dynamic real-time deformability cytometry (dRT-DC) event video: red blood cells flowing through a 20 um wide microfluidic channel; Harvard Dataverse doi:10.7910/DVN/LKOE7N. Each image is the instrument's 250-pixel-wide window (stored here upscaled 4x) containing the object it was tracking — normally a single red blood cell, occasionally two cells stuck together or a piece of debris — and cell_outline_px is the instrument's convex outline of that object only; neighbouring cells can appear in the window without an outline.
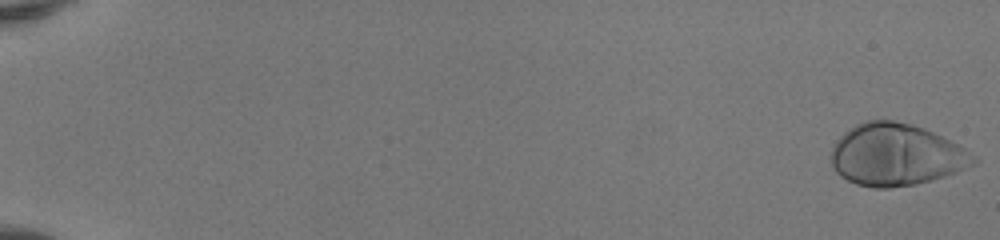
{"species": "human", "species_latin": "Homo sapiens", "temperature_condition": "room temperature", "stored_images_in_passage": 52, "camera_frame_rate_fps": 3000, "um_per_image_px": 0.085, "donor": {"sex": "female"}, "frame": {"image": 1, "passage_image": 1, "time_ms": 0.0, "image_size_px": [1000, 240], "cell_outline_px": [[976, 164], [968, 168], [932, 180], [916, 184], [888, 188], [872, 188], [856, 184], [840, 176], [832, 168], [832, 148], [836, 140], [844, 132], [856, 124], [868, 120], [892, 120], [912, 124], [924, 128], [964, 148], [976, 156]], "centroid_in_image_um": [76.15, 13.17], "position_along_channel_um": 8.9, "area_um2": 51.38}}
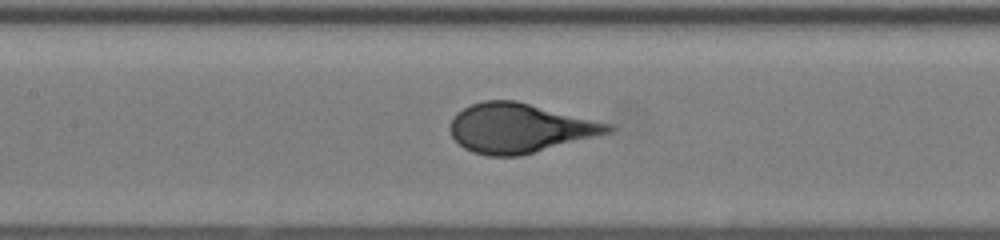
{"frame": {"image": 2, "passage_image": 27, "time_ms": 8.667, "image_size_px": [1000, 240], "cell_outline_px": [[616, 128], [612, 132], [520, 156], [488, 156], [472, 152], [464, 148], [452, 136], [448, 128], [456, 112], [472, 104], [484, 100], [516, 100], [612, 124]], "centroid_in_image_um": [44.16, 10.89], "position_along_channel_um": 163.2, "area_um2": 45.43}}
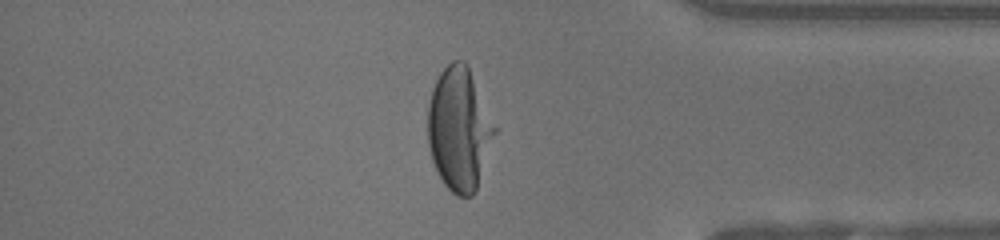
{"frame": {"image": 3, "passage_image": 45, "time_ms": 14.667, "image_size_px": [1000, 240], "cell_outline_px": [[500, 128], [476, 188], [472, 196], [456, 196], [444, 184], [436, 172], [432, 160], [428, 144], [428, 104], [432, 88], [440, 72], [452, 60], [464, 60], [468, 64]], "centroid_in_image_um": [39.09, 10.93], "position_along_channel_um": 396.1, "area_um2": 49.25}}